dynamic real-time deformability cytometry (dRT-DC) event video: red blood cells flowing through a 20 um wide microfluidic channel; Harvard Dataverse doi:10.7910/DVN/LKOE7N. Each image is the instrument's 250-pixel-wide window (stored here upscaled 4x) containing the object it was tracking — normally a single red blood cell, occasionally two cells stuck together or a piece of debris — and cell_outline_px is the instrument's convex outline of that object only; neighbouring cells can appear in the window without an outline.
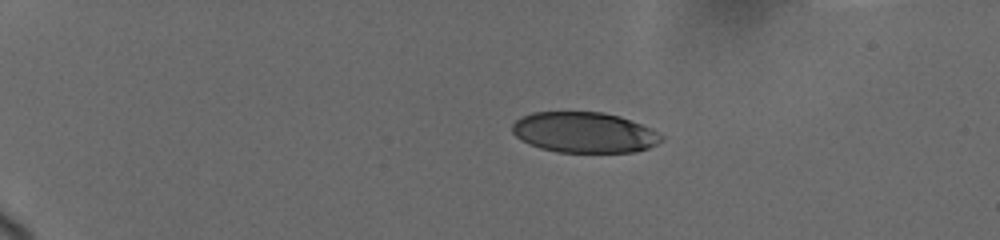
{"species": "human", "species_latin": "Homo sapiens", "temperature_condition": "cold", "stored_images_in_passage": 9, "camera_frame_rate_fps": 3000, "um_per_image_px": 0.085, "donor": {"sex": "female"}, "frame": {"image": 1, "passage_image": 1, "time_ms": 0.0, "image_size_px": [1000, 240], "cell_outline_px": [[664, 140], [648, 148], [636, 152], [556, 152], [540, 148], [528, 144], [520, 140], [512, 132], [512, 124], [520, 116], [532, 112], [604, 112], [620, 116], [640, 124], [664, 136]], "centroid_in_image_um": [49.63, 11.26], "position_along_channel_um": 35.4, "area_um2": 35.43}}
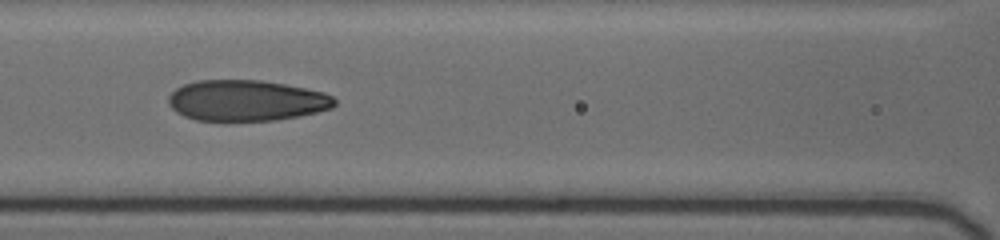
{"frame": {"image": 2, "passage_image": 7, "time_ms": 5.333, "image_size_px": [1000, 240], "cell_outline_px": [[336, 104], [332, 108], [300, 116], [276, 120], [196, 120], [184, 116], [176, 112], [168, 104], [168, 96], [176, 88], [184, 84], [196, 80], [260, 80], [284, 84], [324, 92], [332, 96], [336, 100]], "centroid_in_image_um": [20.93, 8.54], "position_along_channel_um": 145.7, "area_um2": 39.54}}
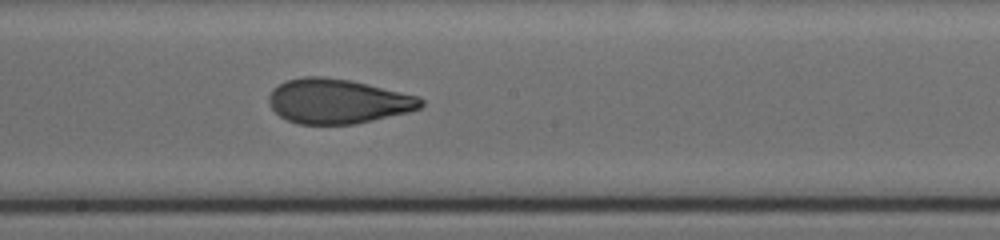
{"frame": {"image": 3, "passage_image": 9, "time_ms": 7.333, "image_size_px": [1000, 240], "cell_outline_px": [[424, 104], [420, 108], [408, 112], [356, 124], [300, 124], [288, 120], [280, 116], [272, 108], [268, 100], [268, 96], [272, 88], [288, 80], [304, 76], [324, 76], [348, 80], [420, 96], [424, 100]], "centroid_in_image_um": [28.71, 8.6], "position_along_channel_um": 219.5, "area_um2": 39.48}}